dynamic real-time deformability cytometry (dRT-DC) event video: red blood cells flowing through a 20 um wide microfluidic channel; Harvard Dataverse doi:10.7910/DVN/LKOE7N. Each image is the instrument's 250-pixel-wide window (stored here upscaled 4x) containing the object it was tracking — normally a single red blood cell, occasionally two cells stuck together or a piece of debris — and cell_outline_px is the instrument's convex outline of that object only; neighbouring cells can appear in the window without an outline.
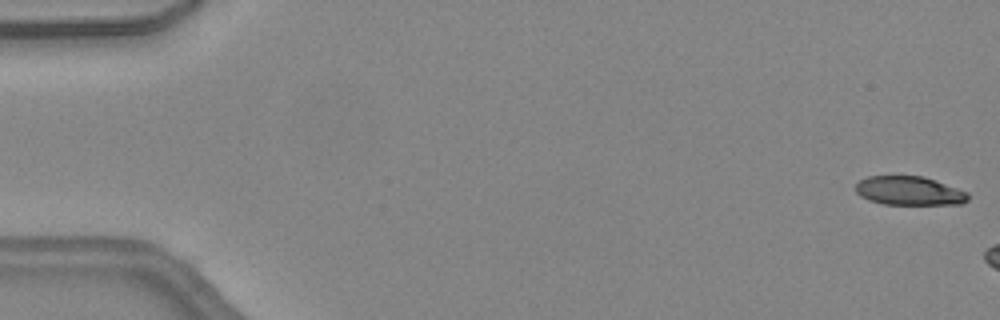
{"species": "common noctule bat (a hibernating species)", "species_latin": "Nyctalus noctula", "temperature_condition": "warm", "stored_images_in_passage": 6, "camera_frame_rate_fps": 3000, "um_per_image_px": 0.085, "animal": {"sex": "female", "body_mass_g": 24.6, "forearm_length_mm": 56.2}, "frame": {"image": 1, "passage_image": 1, "time_ms": 0.0, "image_size_px": [1000, 320], "cell_outline_px": [[968, 200], [964, 204], [884, 204], [868, 200], [860, 196], [856, 192], [856, 184], [860, 180], [868, 176], [924, 176], [968, 192]], "centroid_in_image_um": [77.29, 16.22], "position_along_channel_um": 7.7, "area_um2": 18.9}}